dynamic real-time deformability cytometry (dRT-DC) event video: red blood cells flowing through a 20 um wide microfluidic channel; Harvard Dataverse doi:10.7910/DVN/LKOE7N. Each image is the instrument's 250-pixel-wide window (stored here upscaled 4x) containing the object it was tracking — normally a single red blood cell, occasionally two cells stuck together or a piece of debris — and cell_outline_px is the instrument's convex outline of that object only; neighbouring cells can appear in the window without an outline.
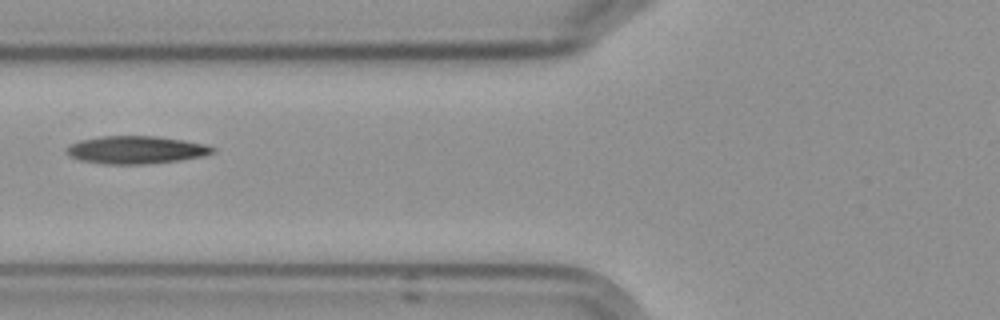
{"species": "Egyptian fruit bat (a non-hibernating species)", "species_latin": "Rousettus aegyptiacus", "temperature_condition": "cold", "stored_images_in_passage": 12, "camera_frame_rate_fps": 3000, "um_per_image_px": 0.085, "frame": {"image": 1, "passage_image": 3, "time_ms": 2.333, "image_size_px": [1000, 320], "cell_outline_px": [[216, 152], [204, 156], [180, 160], [148, 164], [104, 164], [80, 160], [68, 156], [64, 152], [64, 148], [68, 144], [80, 140], [100, 136], [156, 136], [184, 140], [208, 144], [216, 148]], "centroid_in_image_um": [11.55, 12.74], "position_along_channel_um": 114.3, "area_um2": 24.1}}
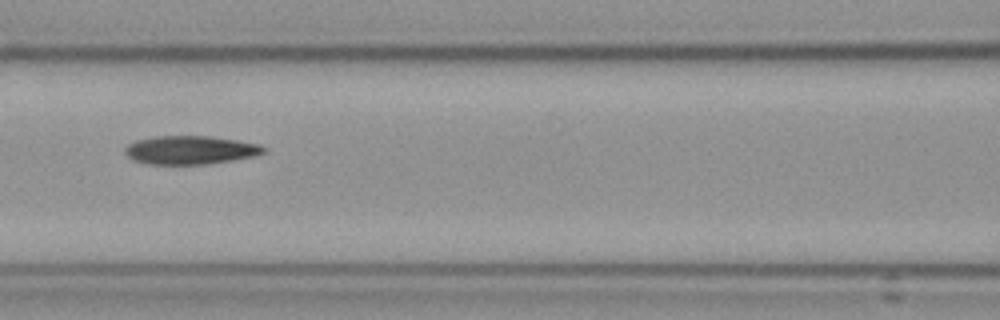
{"frame": {"image": 2, "passage_image": 4, "time_ms": 3.333, "image_size_px": [1000, 320], "cell_outline_px": [[268, 152], [256, 156], [204, 164], [148, 164], [132, 160], [124, 152], [124, 148], [128, 144], [136, 140], [156, 136], [208, 136], [236, 140], [260, 144], [268, 148]], "centroid_in_image_um": [16.2, 12.75], "position_along_channel_um": 150.4, "area_um2": 23.12}}
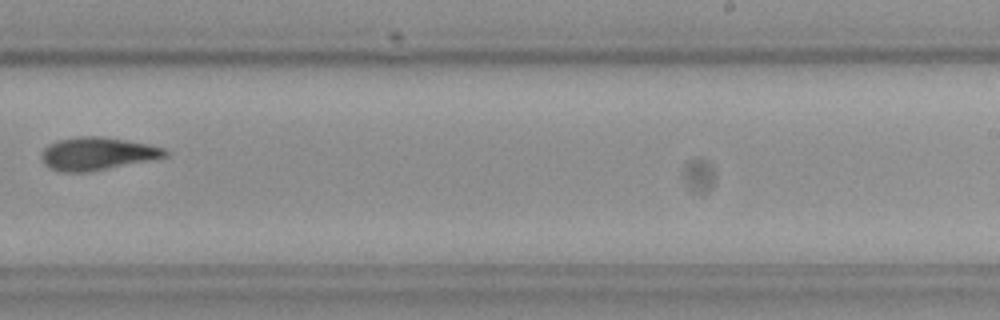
{"frame": {"image": 3, "passage_image": 7, "time_ms": 7.0, "image_size_px": [1000, 320], "cell_outline_px": [[168, 156], [88, 172], [64, 172], [52, 168], [44, 164], [40, 156], [40, 152], [48, 144], [56, 140], [80, 136], [100, 136], [148, 144], [164, 148], [168, 152]], "centroid_in_image_um": [8.21, 13.05], "position_along_channel_um": 280.8, "area_um2": 23.47}, "authors_computed_cell_mechanics": {"area_um2": 23.2067, "velocity_mm_per_s": 3.5545, "shape_relaxation_time_tau1_ms": null, "shape_relaxation_time_tau2_ms": 3.7821, "deformation_change_tau1": null, "deformation_change_tau2": 0.091}}